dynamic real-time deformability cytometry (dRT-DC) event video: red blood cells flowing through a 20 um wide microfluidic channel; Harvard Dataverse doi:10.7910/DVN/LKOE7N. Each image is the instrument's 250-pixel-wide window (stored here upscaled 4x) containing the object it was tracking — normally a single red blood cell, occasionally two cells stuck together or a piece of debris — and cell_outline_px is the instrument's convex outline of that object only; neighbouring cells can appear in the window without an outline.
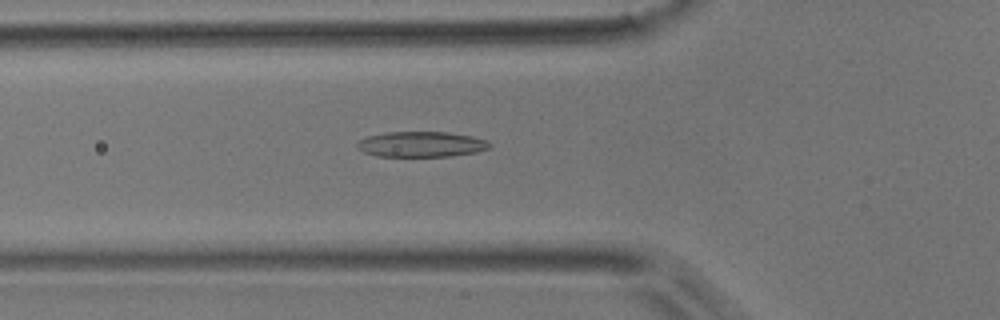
{"species": "common noctule bat (a hibernating species)", "species_latin": "Nyctalus noctula", "temperature_condition": "room temperature", "stored_images_in_passage": 39, "camera_frame_rate_fps": 3000, "um_per_image_px": 0.085, "animal": {"sex": "male", "body_mass_g": 17.9}, "frame": {"image": 1, "passage_image": 13, "time_ms": 4.0, "image_size_px": [1000, 320], "cell_outline_px": [[492, 148], [476, 152], [452, 156], [376, 156], [364, 152], [356, 148], [356, 144], [364, 136], [388, 132], [448, 132], [472, 136], [484, 140], [492, 144]], "centroid_in_image_um": [35.8, 12.26], "position_along_channel_um": 90.0, "area_um2": 19.77}}
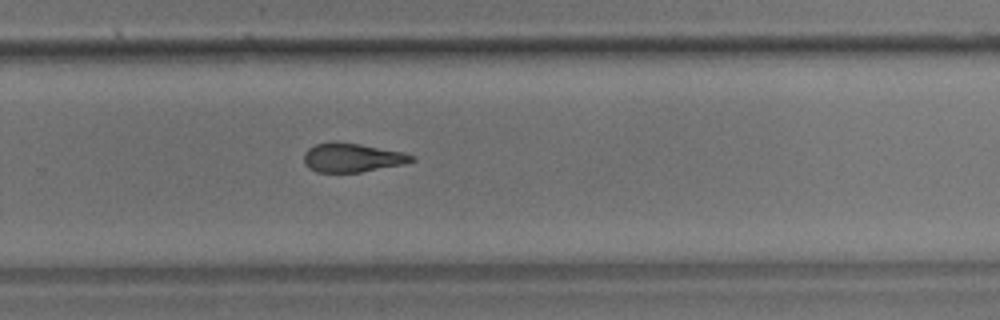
{"frame": {"image": 2, "passage_image": 29, "time_ms": 9.333, "image_size_px": [1000, 320], "cell_outline_px": [[416, 160], [404, 164], [360, 172], [316, 172], [308, 168], [304, 164], [304, 152], [308, 148], [316, 144], [332, 140], [336, 140], [360, 144], [404, 152], [416, 156]], "centroid_in_image_um": [29.92, 13.38], "position_along_channel_um": 299.9, "area_um2": 18.5}}
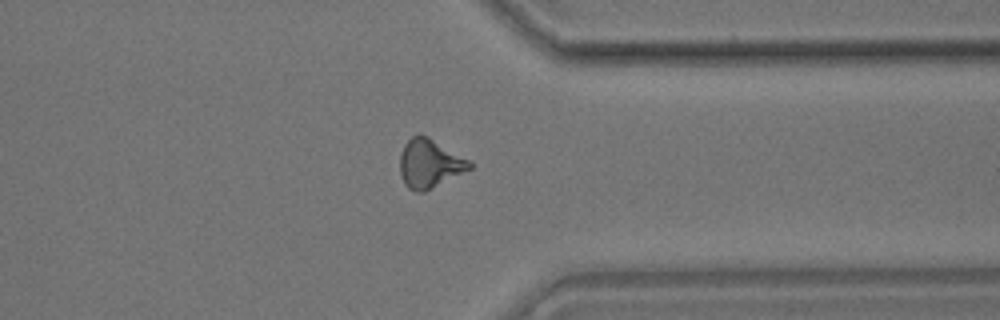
{"frame": {"image": 3, "passage_image": 35, "time_ms": 11.333, "image_size_px": [1000, 320], "cell_outline_px": [[472, 168], [424, 192], [416, 192], [408, 188], [404, 184], [400, 176], [400, 152], [404, 144], [416, 132], [420, 132], [428, 136], [468, 160], [472, 164]], "centroid_in_image_um": [36.46, 13.89], "position_along_channel_um": 374.9, "area_um2": 19.83}, "authors_computed_cell_mechanics": {"area_um2": 19.2474, "velocity_mm_per_s": 3.9347, "shape_relaxation_time_tau1_ms": 11.3211, "shape_relaxation_time_tau2_ms": 4.3619, "deformation_change_tau1": 0.2678, "deformation_change_tau2": 0.1488}}